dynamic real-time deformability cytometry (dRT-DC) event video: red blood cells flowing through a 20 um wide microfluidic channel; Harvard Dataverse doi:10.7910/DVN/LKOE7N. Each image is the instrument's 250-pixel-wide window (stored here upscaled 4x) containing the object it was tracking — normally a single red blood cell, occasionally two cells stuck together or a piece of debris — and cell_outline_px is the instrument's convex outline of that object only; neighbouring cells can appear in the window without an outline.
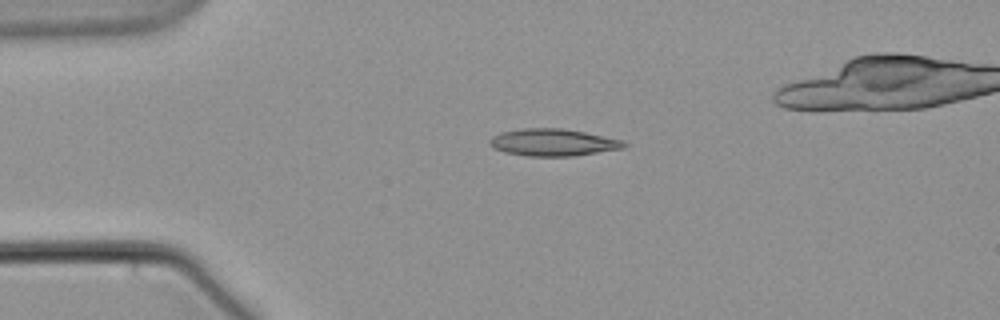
{"species": "common noctule bat (a hibernating species)", "species_latin": "Nyctalus noctula", "temperature_condition": "warm", "stored_images_in_passage": 3, "camera_frame_rate_fps": 3000, "um_per_image_px": 0.085, "animal": {"sex": "male", "body_mass_g": 21.5, "forearm_length_mm": 52.0}, "frame": {"image": 1, "passage_image": 1, "time_ms": 0.0, "image_size_px": [1000, 320], "cell_outline_px": [[628, 144], [624, 148], [572, 156], [528, 156], [504, 152], [492, 148], [488, 144], [488, 140], [492, 136], [500, 132], [524, 128], [564, 128], [624, 140]], "centroid_in_image_um": [46.98, 12.1], "position_along_channel_um": 38.0, "area_um2": 21.39}}